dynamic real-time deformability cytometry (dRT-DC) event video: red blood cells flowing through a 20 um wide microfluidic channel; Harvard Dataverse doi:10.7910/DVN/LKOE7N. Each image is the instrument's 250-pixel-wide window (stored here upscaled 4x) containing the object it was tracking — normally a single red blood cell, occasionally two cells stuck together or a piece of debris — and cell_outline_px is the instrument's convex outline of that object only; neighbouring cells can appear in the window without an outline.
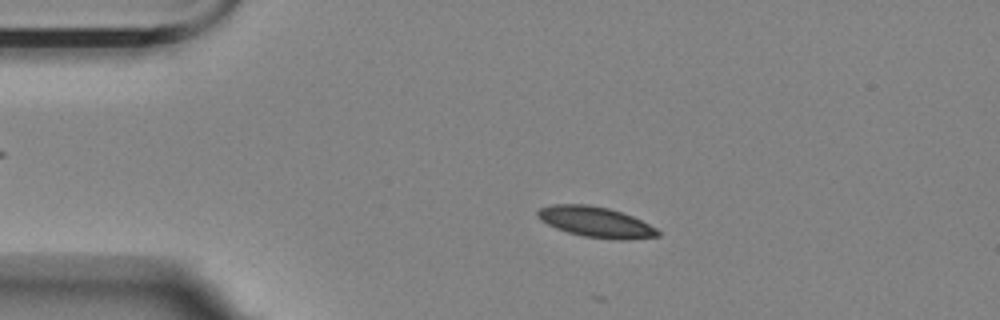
{"species": "Egyptian fruit bat (a non-hibernating species)", "species_latin": "Rousettus aegyptiacus", "temperature_condition": "room temperature", "stored_images_in_passage": 25, "camera_frame_rate_fps": 3000, "um_per_image_px": 0.085, "animal": {"sex": "female"}, "frame": {"image": 1, "passage_image": 11, "time_ms": 3.333, "image_size_px": [1000, 320], "cell_outline_px": [[660, 236], [628, 240], [620, 240], [584, 236], [568, 232], [556, 228], [540, 220], [536, 216], [536, 212], [540, 208], [552, 204], [588, 204], [608, 208], [632, 216], [656, 228], [660, 232]], "centroid_in_image_um": [50.63, 18.87], "position_along_channel_um": 34.4, "area_um2": 21.33}}
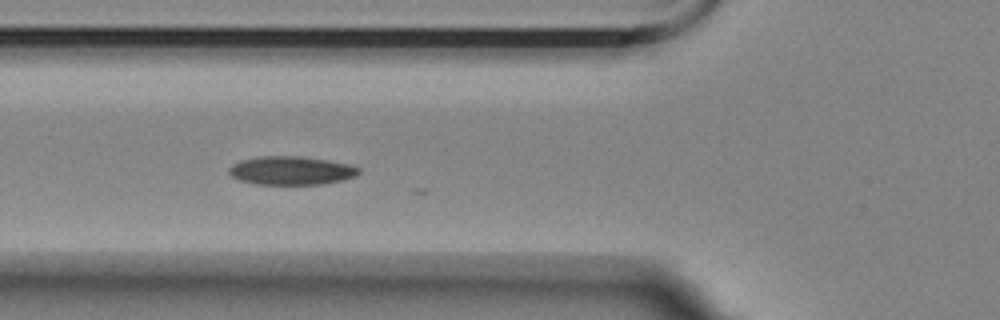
{"frame": {"image": 2, "passage_image": 20, "time_ms": 6.333, "image_size_px": [1000, 320], "cell_outline_px": [[360, 172], [356, 176], [344, 180], [324, 184], [256, 184], [236, 180], [228, 172], [228, 168], [232, 164], [240, 160], [260, 156], [296, 156], [324, 160], [348, 164], [360, 168]], "centroid_in_image_um": [24.71, 14.51], "position_along_channel_um": 101.1, "area_um2": 21.62}}
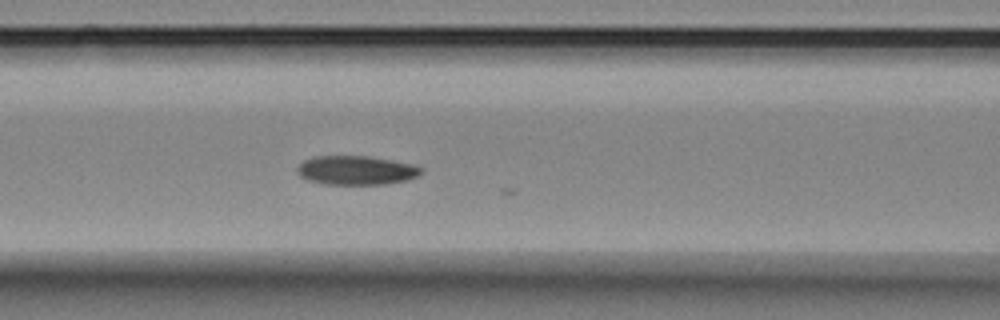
{"frame": {"image": 3, "passage_image": 23, "time_ms": 7.333, "image_size_px": [1000, 320], "cell_outline_px": [[420, 172], [416, 176], [408, 180], [384, 184], [324, 184], [308, 180], [300, 176], [296, 172], [296, 168], [304, 160], [316, 156], [368, 156], [392, 160], [412, 164], [420, 168]], "centroid_in_image_um": [30.22, 14.47], "position_along_channel_um": 136.4, "area_um2": 20.81}}